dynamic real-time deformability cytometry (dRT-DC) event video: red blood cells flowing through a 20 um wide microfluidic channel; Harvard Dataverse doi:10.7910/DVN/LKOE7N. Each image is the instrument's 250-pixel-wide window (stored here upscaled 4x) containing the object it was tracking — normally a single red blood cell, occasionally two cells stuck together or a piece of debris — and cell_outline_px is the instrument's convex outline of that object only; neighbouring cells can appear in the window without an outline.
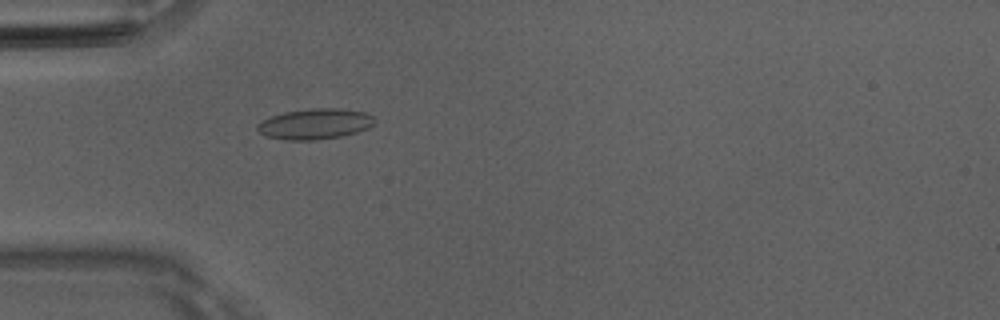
{"species": "Egyptian fruit bat (a non-hibernating species)", "species_latin": "Rousettus aegyptiacus", "temperature_condition": "room temperature", "stored_images_in_passage": 52, "camera_frame_rate_fps": 3000, "um_per_image_px": 0.085, "animal": {"sex": "male"}, "frame": {"image": 1, "passage_image": 16, "time_ms": 5.0, "image_size_px": [1000, 320], "cell_outline_px": [[372, 124], [368, 128], [356, 132], [340, 136], [316, 140], [284, 140], [264, 136], [256, 128], [256, 124], [272, 116], [284, 112], [312, 108], [336, 108], [364, 112], [372, 116]], "centroid_in_image_um": [26.71, 10.54], "position_along_channel_um": 58.3, "area_um2": 20.69}}
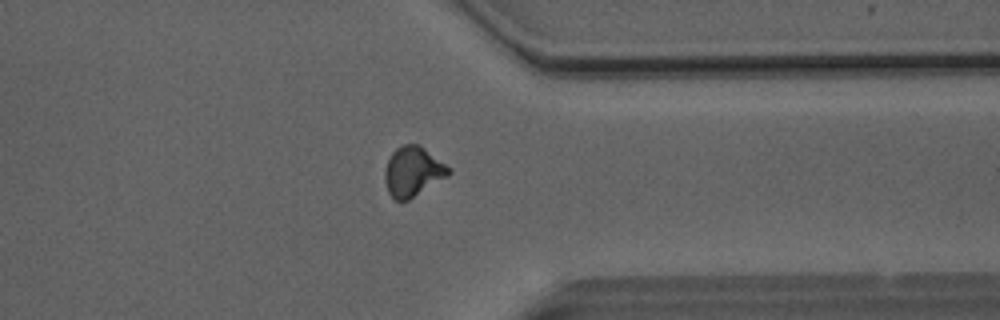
{"frame": {"image": 2, "passage_image": 40, "time_ms": 13.0, "image_size_px": [1000, 320], "cell_outline_px": [[452, 172], [448, 176], [408, 200], [396, 200], [388, 192], [384, 176], [384, 172], [388, 160], [392, 152], [396, 148], [404, 144], [420, 144], [452, 168]], "centroid_in_image_um": [35.12, 14.55], "position_along_channel_um": 376.3, "area_um2": 18.55}}
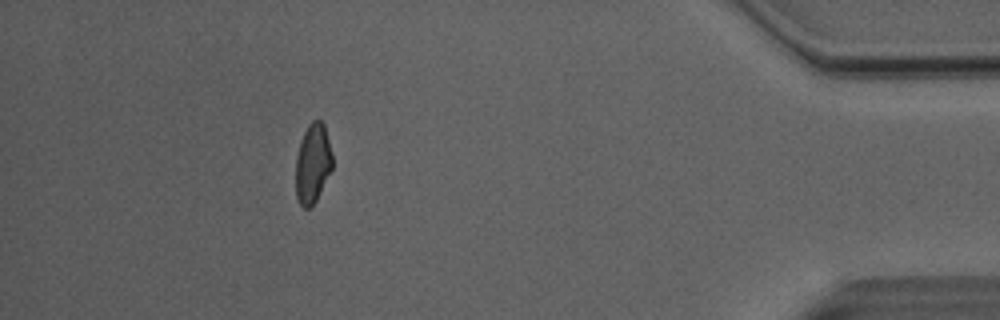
{"frame": {"image": 3, "passage_image": 46, "time_ms": 15.0, "image_size_px": [1000, 320], "cell_outline_px": [[332, 168], [312, 208], [304, 208], [300, 204], [296, 196], [296, 156], [300, 140], [308, 124], [312, 120], [320, 120], [324, 124], [332, 152]], "centroid_in_image_um": [26.57, 13.88], "position_along_channel_um": 408.6, "area_um2": 17.05}, "authors_computed_cell_mechanics": {"area_um2": 18.3804, "velocity_mm_per_s": 4.0826, "shape_relaxation_time_tau1_ms": 6.8808, "shape_relaxation_time_tau2_ms": 1.8147, "deformation_change_tau1": 0.1626, "deformation_change_tau2": 0.0754}}